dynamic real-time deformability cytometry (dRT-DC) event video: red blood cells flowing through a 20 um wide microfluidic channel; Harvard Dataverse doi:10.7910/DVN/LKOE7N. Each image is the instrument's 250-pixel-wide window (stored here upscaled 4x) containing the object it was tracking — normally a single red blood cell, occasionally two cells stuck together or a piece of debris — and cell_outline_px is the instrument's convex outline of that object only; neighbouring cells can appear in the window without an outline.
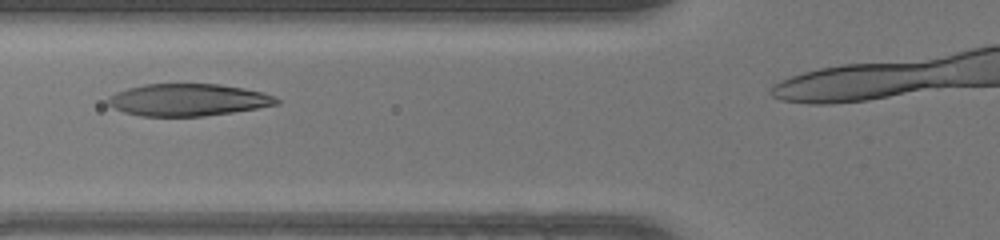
{"species": "human", "species_latin": "Homo sapiens", "temperature_condition": "warm", "stored_images_in_passage": 27, "camera_frame_rate_fps": 3000, "um_per_image_px": 0.085, "donor": {"sex": "female"}, "frame": {"image": 1, "passage_image": 6, "time_ms": 1.667, "image_size_px": [1000, 240], "cell_outline_px": [[280, 104], [232, 112], [204, 116], [140, 116], [124, 112], [108, 104], [108, 96], [116, 92], [128, 88], [144, 84], [220, 84], [244, 88], [264, 92], [280, 100]], "centroid_in_image_um": [15.99, 8.48], "position_along_channel_um": 109.8, "area_um2": 31.5}}
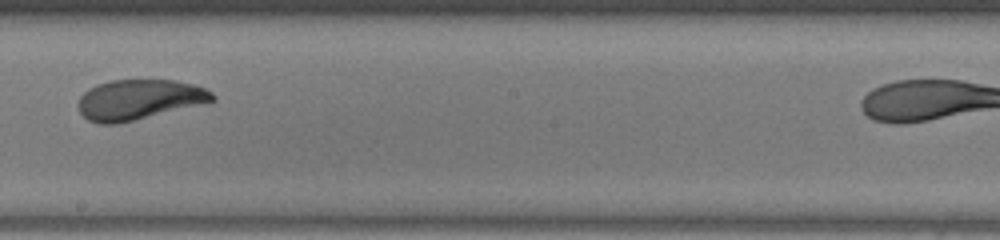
{"frame": {"image": 2, "passage_image": 15, "time_ms": 4.667, "image_size_px": [1000, 240], "cell_outline_px": [[216, 100], [116, 124], [100, 124], [88, 120], [80, 112], [76, 104], [80, 96], [88, 88], [96, 84], [112, 80], [176, 80], [192, 84], [204, 88], [212, 92], [216, 96]], "centroid_in_image_um": [11.76, 8.45], "position_along_channel_um": 236.4, "area_um2": 31.15}}
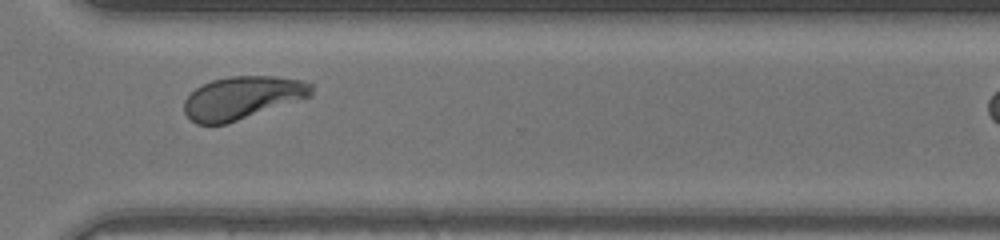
{"frame": {"image": 3, "passage_image": 23, "time_ms": 7.333, "image_size_px": [1000, 240], "cell_outline_px": [[312, 96], [224, 124], [196, 124], [184, 112], [184, 100], [196, 88], [212, 80], [228, 76], [272, 76], [304, 80], [312, 84]], "centroid_in_image_um": [20.6, 8.29], "position_along_channel_um": 350.0, "area_um2": 31.44}}